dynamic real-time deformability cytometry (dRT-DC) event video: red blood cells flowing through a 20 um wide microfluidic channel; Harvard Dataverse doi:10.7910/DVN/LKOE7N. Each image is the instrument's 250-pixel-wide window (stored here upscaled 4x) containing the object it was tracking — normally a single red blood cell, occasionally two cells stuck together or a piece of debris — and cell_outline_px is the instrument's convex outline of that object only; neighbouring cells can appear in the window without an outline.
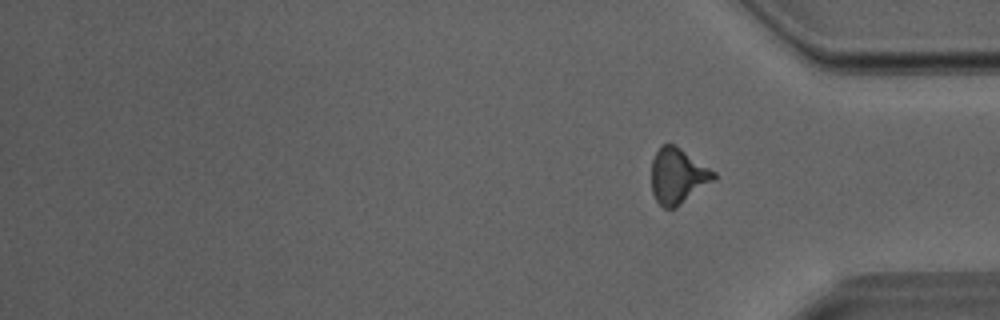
{"species": "Egyptian fruit bat (a non-hibernating species)", "species_latin": "Rousettus aegyptiacus", "temperature_condition": "room temperature", "stored_images_in_passage": 39, "segment_of_instrument_passage": [2, 2], "camera_frame_rate_fps": 3000, "um_per_image_px": 0.085, "animal": {"sex": "male"}, "frame": {"image": 1, "passage_image": 39, "time_ms": 12.667, "image_size_px": [1000, 320], "cell_outline_px": [[716, 180], [676, 208], [664, 208], [656, 200], [652, 192], [652, 160], [656, 152], [664, 144], [676, 144], [716, 172]], "centroid_in_image_um": [57.65, 14.96], "position_along_channel_um": 377.6, "area_um2": 20.35}}